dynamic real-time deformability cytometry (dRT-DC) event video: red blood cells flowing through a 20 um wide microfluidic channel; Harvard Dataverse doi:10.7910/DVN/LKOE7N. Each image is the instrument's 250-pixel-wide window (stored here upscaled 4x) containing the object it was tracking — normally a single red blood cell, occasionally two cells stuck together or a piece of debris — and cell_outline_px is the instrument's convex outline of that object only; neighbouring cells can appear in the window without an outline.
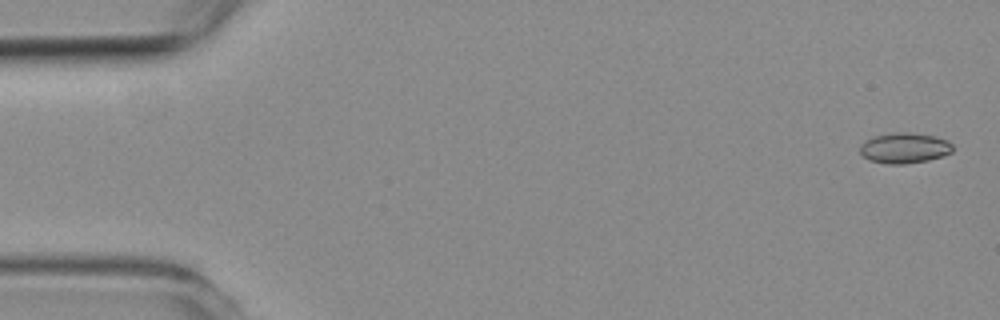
{"species": "common noctule bat (a hibernating species)", "species_latin": "Nyctalus noctula", "temperature_condition": "room temperature", "stored_images_in_passage": 7, "camera_frame_rate_fps": 3000, "um_per_image_px": 0.085, "animal": {"sex": "female", "body_mass_g": 19.3, "forearm_length_mm": 54.1}, "frame": {"image": 1, "passage_image": 1, "time_ms": 0.0, "image_size_px": [1000, 320], "cell_outline_px": [[952, 152], [944, 156], [928, 160], [904, 164], [888, 164], [868, 160], [860, 152], [860, 144], [876, 136], [892, 132], [908, 132], [932, 136], [948, 140], [952, 144]], "centroid_in_image_um": [76.89, 12.59], "position_along_channel_um": 8.1, "area_um2": 16.42}}
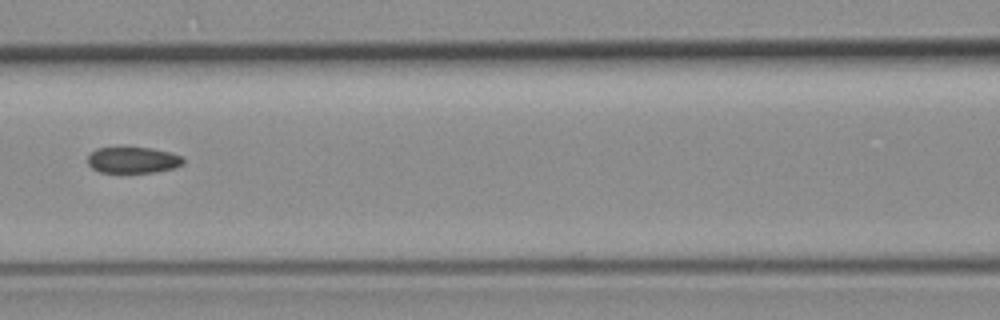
{"frame": {"image": 2, "passage_image": 4, "time_ms": 7.333, "image_size_px": [1000, 320], "cell_outline_px": [[184, 164], [172, 168], [152, 172], [100, 172], [92, 168], [88, 164], [88, 156], [96, 148], [152, 148], [172, 152], [180, 156], [184, 160]], "centroid_in_image_um": [11.3, 13.6], "position_along_channel_um": 155.3, "area_um2": 14.39}}
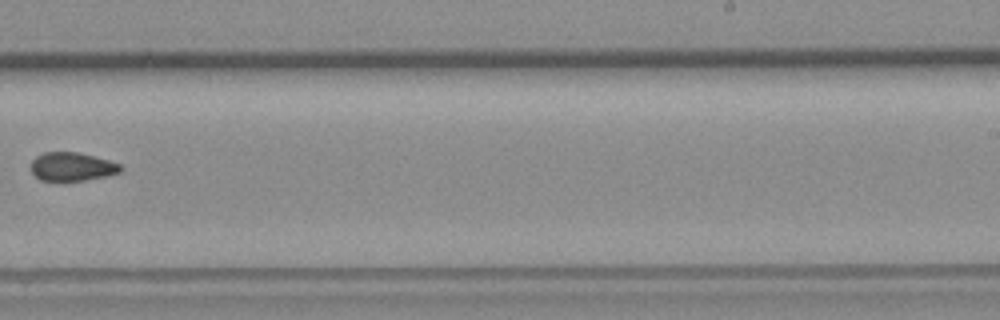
{"frame": {"image": 3, "passage_image": 7, "time_ms": 10.667, "image_size_px": [1000, 320], "cell_outline_px": [[124, 168], [120, 172], [108, 176], [64, 184], [40, 180], [32, 172], [32, 160], [36, 156], [44, 152], [76, 152], [108, 160], [120, 164]], "centroid_in_image_um": [6.11, 14.22], "position_along_channel_um": 282.9, "area_um2": 15.43}}